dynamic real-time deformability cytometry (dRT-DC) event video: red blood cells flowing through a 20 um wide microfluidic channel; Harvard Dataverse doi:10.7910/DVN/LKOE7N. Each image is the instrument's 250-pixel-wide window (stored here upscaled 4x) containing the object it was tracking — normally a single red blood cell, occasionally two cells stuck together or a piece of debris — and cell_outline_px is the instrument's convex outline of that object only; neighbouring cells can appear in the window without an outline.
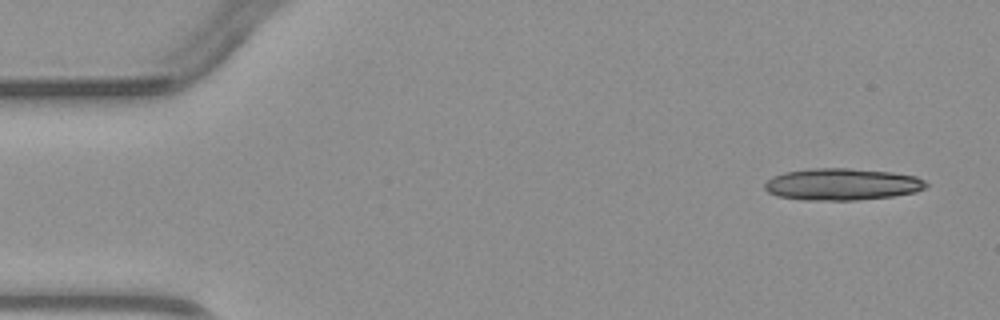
{"species": "common noctule bat (a hibernating species)", "species_latin": "Nyctalus noctula", "temperature_condition": "warm", "stored_images_in_passage": 3, "camera_frame_rate_fps": 3000, "um_per_image_px": 0.085, "animal": {"sex": "male", "body_mass_g": 23.1, "forearm_length_mm": 52.7}, "frame": {"image": 1, "passage_image": 1, "time_ms": 0.0, "image_size_px": [1000, 320], "cell_outline_px": [[928, 184], [924, 188], [916, 192], [892, 196], [856, 200], [804, 200], [776, 196], [768, 192], [764, 188], [764, 184], [772, 176], [784, 172], [808, 168], [848, 168], [892, 172], [916, 176], [924, 180]], "centroid_in_image_um": [71.54, 15.66], "position_along_channel_um": 13.5, "area_um2": 30.11}}